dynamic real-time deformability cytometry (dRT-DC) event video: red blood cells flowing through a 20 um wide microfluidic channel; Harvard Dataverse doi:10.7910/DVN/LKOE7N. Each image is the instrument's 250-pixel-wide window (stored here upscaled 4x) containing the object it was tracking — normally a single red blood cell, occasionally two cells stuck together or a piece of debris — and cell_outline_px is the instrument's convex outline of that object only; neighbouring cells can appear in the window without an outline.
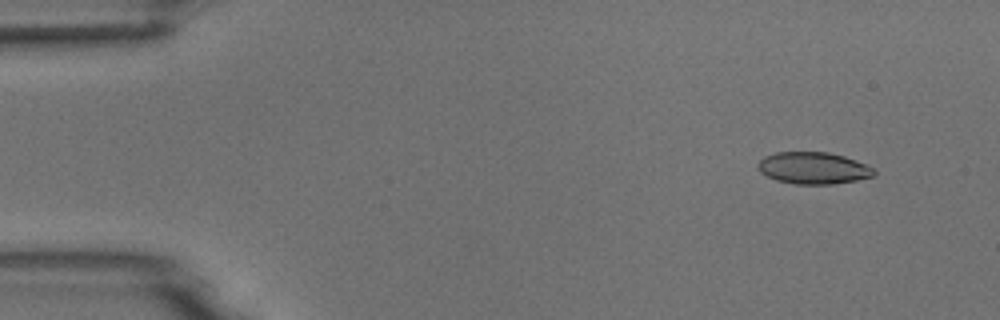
{"species": "common noctule bat (a hibernating species)", "species_latin": "Nyctalus noctula", "temperature_condition": "room temperature", "stored_images_in_passage": 4, "camera_frame_rate_fps": 3000, "um_per_image_px": 0.085, "animal": {"sex": "male", "body_mass_g": 18.8}, "frame": {"image": 1, "passage_image": 2, "time_ms": 1.0, "image_size_px": [1000, 320], "cell_outline_px": [[876, 172], [872, 176], [856, 180], [832, 184], [796, 184], [776, 180], [760, 172], [756, 164], [764, 156], [776, 152], [828, 152], [844, 156], [864, 164], [872, 168]], "centroid_in_image_um": [69.09, 14.28], "position_along_channel_um": 15.9, "area_um2": 21.39}}